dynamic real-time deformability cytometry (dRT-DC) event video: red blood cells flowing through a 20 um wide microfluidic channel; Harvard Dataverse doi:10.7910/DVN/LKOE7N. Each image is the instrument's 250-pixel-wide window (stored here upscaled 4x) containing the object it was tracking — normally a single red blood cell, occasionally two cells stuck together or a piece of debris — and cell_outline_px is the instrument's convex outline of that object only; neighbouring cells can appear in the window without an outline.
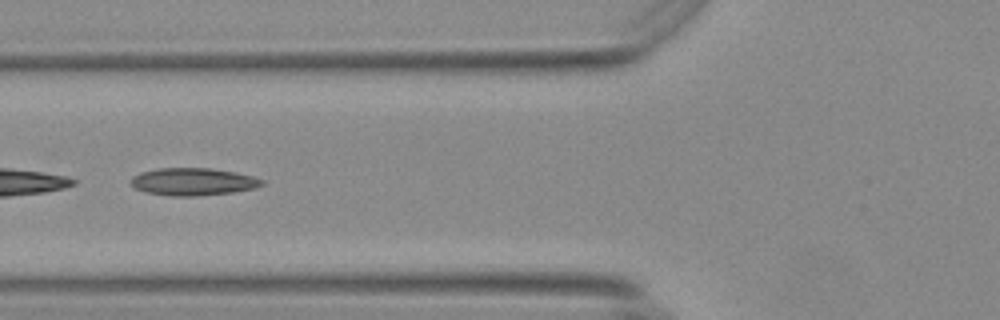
{"species": "Egyptian fruit bat (a non-hibernating species)", "species_latin": "Rousettus aegyptiacus", "temperature_condition": "warm", "stored_images_in_passage": 13, "camera_frame_rate_fps": 3000, "um_per_image_px": 0.085, "animal": {"sex": "female"}, "frame": {"image": 1, "passage_image": 10, "time_ms": 3.0, "image_size_px": [1000, 320], "cell_outline_px": [[264, 184], [252, 188], [232, 192], [196, 196], [172, 196], [144, 192], [136, 188], [128, 180], [132, 176], [140, 172], [156, 168], [212, 168], [236, 172], [252, 176], [264, 180]], "centroid_in_image_um": [16.36, 15.43], "position_along_channel_um": 109.4, "area_um2": 21.04}}